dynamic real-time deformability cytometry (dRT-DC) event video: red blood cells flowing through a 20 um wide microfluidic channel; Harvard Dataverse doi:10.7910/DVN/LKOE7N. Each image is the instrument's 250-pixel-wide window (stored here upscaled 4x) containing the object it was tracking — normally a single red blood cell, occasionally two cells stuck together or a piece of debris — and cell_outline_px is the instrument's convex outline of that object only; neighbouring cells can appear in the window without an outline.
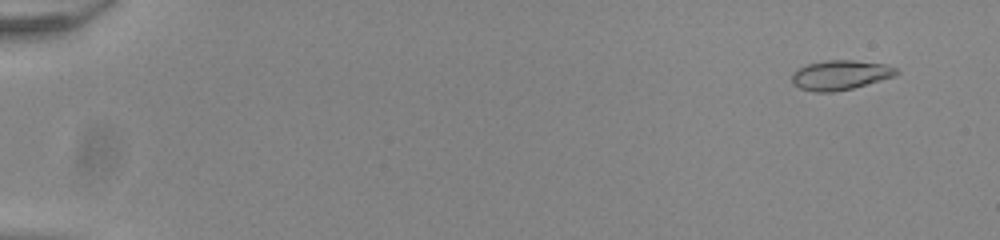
{"species": "common noctule bat (a hibernating species)", "species_latin": "Nyctalus noctula", "temperature_condition": "room temperature", "stored_images_in_passage": 54, "camera_frame_rate_fps": 3000, "um_per_image_px": 0.085, "animal": {"sex": "male", "body_mass_g": 20.0, "forearm_length_mm": 53.3}, "frame": {"image": 1, "passage_image": 4, "time_ms": 1.0, "image_size_px": [1000, 240], "cell_outline_px": [[900, 72], [896, 76], [852, 88], [832, 92], [816, 92], [800, 88], [792, 84], [792, 72], [808, 64], [824, 60], [852, 60], [884, 64], [896, 68]], "centroid_in_image_um": [71.42, 6.38], "position_along_channel_um": 13.6, "area_um2": 17.98}}
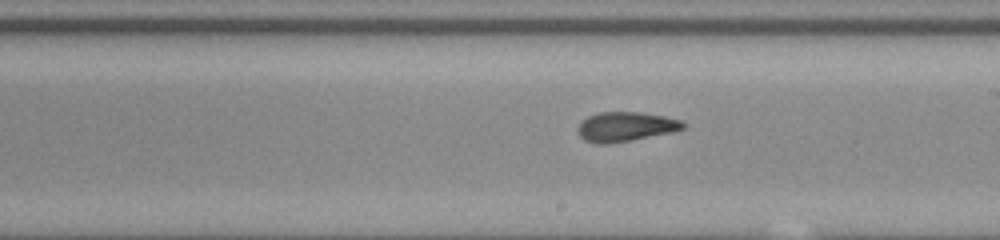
{"frame": {"image": 2, "passage_image": 33, "time_ms": 10.667, "image_size_px": [1000, 240], "cell_outline_px": [[684, 128], [676, 132], [632, 140], [608, 144], [596, 144], [584, 140], [576, 132], [576, 128], [588, 116], [600, 112], [640, 112], [664, 116], [680, 120], [684, 124]], "centroid_in_image_um": [53.16, 10.78], "position_along_channel_um": 235.8, "area_um2": 18.26}}
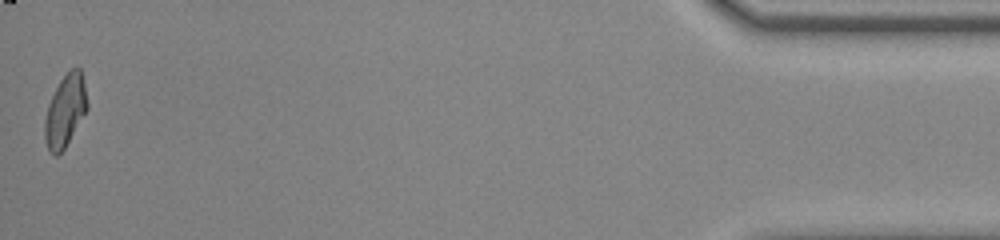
{"frame": {"image": 3, "passage_image": 54, "time_ms": 17.667, "image_size_px": [1000, 240], "cell_outline_px": [[88, 108], [64, 148], [56, 156], [48, 148], [44, 136], [44, 120], [48, 104], [60, 80], [72, 68], [80, 68], [84, 80], [88, 104]], "centroid_in_image_um": [5.55, 9.39], "position_along_channel_um": 429.7, "area_um2": 17.51}, "authors_computed_cell_mechanics": {"area_um2": 17.7446, "velocity_mm_per_s": 3.9329, "shape_relaxation_time_tau1_ms": 4.6621, "shape_relaxation_time_tau2_ms": 1.6455, "deformation_change_tau1": 0.1661, "deformation_change_tau2": 0.0784}}